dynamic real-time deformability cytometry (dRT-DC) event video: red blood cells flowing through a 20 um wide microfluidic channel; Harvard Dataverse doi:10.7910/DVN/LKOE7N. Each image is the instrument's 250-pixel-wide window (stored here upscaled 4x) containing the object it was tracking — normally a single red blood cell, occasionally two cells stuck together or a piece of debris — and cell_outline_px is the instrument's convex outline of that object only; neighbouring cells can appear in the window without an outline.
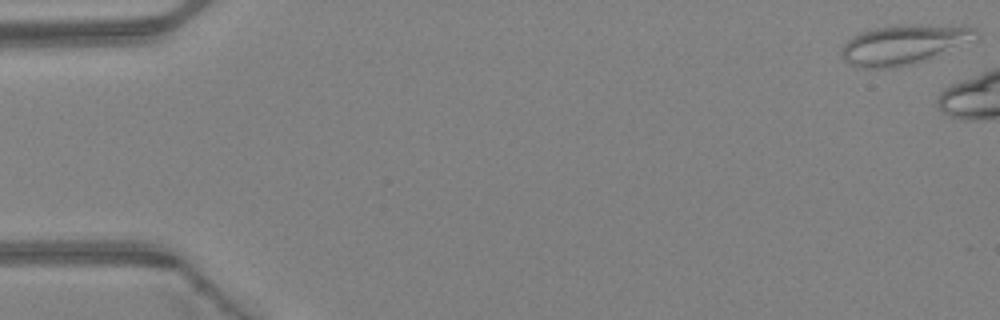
{"species": "Egyptian fruit bat (a non-hibernating species)", "species_latin": "Rousettus aegyptiacus", "temperature_condition": "warm", "stored_images_in_passage": 3, "camera_frame_rate_fps": 3000, "um_per_image_px": 0.085, "animal": {"sex": "female"}, "frame": {"image": 1, "passage_image": 1, "time_ms": 0.0, "image_size_px": [1000, 320], "cell_outline_px": [[980, 36], [928, 60], [896, 68], [856, 68], [844, 60], [840, 56], [840, 48], [856, 32], [872, 28], [896, 24], [964, 24], [976, 28], [980, 32]], "centroid_in_image_um": [76.83, 3.75], "position_along_channel_um": 8.2, "area_um2": 32.19}}